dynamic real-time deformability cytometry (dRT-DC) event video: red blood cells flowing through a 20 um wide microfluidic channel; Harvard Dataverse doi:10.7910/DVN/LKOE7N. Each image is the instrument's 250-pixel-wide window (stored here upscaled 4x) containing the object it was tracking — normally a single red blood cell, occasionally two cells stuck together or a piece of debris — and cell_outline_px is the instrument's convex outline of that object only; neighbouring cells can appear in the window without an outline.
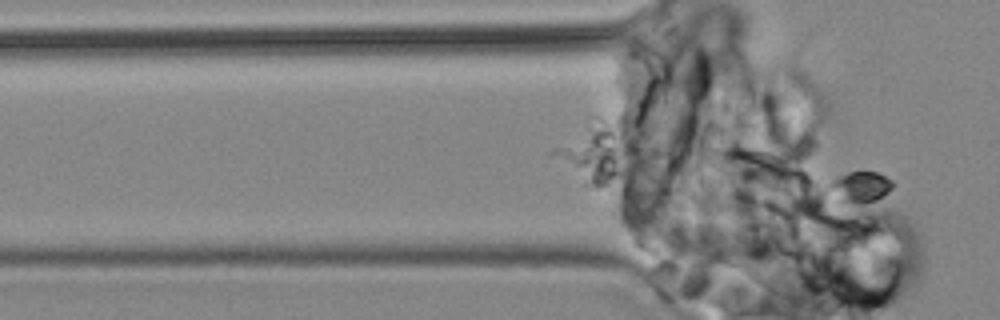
{"species": "common noctule bat (a hibernating species)", "species_latin": "Nyctalus noctula", "temperature_condition": "cold", "stored_images_in_passage": 4, "camera_frame_rate_fps": 3000, "um_per_image_px": 0.085, "animal": {"sex": "male", "body_mass_g": 19.2, "forearm_length_mm": 51.8}, "frame": {"image": 1, "passage_image": 4, "time_ms": 3.333, "image_size_px": [1000, 320], "cell_outline_px": [[892, 188], [884, 196], [876, 200], [860, 204], [836, 204], [824, 184], [836, 176], [848, 172], [876, 172], [892, 180]], "centroid_in_image_um": [72.96, 15.94], "position_along_channel_um": 52.8, "area_um2": 12.25}}